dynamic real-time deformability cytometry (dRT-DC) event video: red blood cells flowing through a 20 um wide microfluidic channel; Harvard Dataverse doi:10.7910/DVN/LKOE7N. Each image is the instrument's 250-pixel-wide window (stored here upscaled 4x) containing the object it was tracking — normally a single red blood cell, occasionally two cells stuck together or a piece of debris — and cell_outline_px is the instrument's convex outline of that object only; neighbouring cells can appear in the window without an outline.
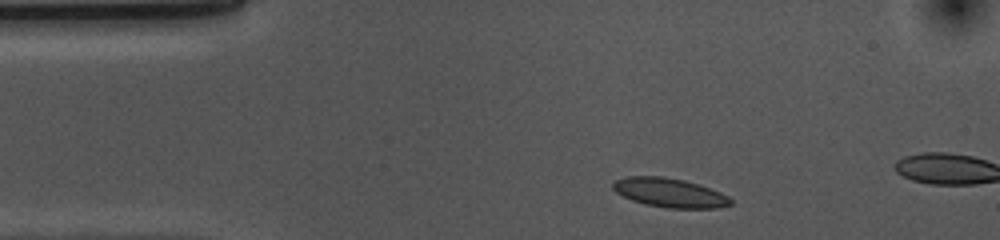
{"species": "common noctule bat (a hibernating species)", "species_latin": "Nyctalus noctula", "temperature_condition": "cold", "stored_images_in_passage": 6, "camera_frame_rate_fps": 3000, "um_per_image_px": 0.085, "animal": {"sex": "female", "body_mass_g": 10.0, "forearm_length_mm": 53.1}, "frame": {"image": 1, "passage_image": 1, "time_ms": 0.0, "image_size_px": [1000, 240], "cell_outline_px": [[732, 204], [716, 208], [668, 208], [644, 204], [632, 200], [616, 192], [612, 188], [612, 184], [616, 180], [628, 176], [664, 176], [684, 180], [720, 192], [728, 196], [732, 200]], "centroid_in_image_um": [56.9, 16.38], "position_along_channel_um": 28.1, "area_um2": 19.83}}